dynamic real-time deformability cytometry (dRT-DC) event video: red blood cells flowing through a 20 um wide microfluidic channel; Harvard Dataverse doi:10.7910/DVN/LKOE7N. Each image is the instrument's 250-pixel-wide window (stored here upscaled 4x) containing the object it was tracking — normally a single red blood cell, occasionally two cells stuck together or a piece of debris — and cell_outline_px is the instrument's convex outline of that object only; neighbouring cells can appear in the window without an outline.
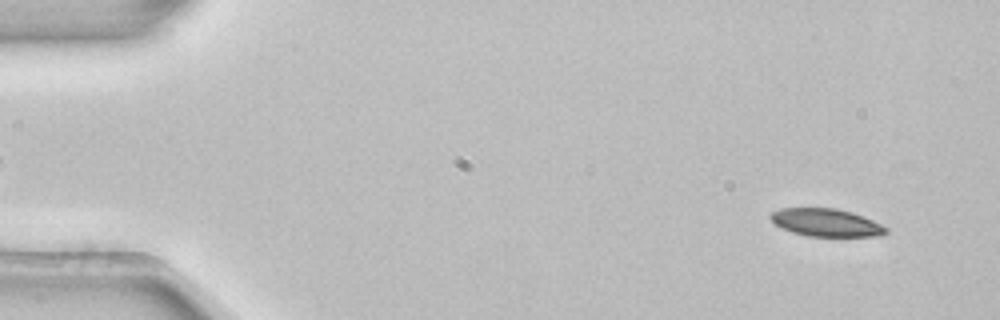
{"species": "common noctule bat (a hibernating species)", "species_latin": "Nyctalus noctula", "temperature_condition": "room temperature", "stored_images_in_passage": 53, "camera_frame_rate_fps": 3000, "um_per_image_px": 0.085, "animal": {"sex": "female", "body_mass_g": 22.7, "forearm_length_mm": 54.2}, "frame": {"image": 1, "passage_image": 4, "time_ms": 1.0, "image_size_px": [1000, 320], "cell_outline_px": [[888, 232], [880, 236], [808, 236], [792, 232], [776, 224], [768, 216], [772, 212], [780, 208], [836, 208], [852, 212], [872, 220], [888, 228]], "centroid_in_image_um": [70.23, 18.91], "position_along_channel_um": 14.8, "area_um2": 18.55}}
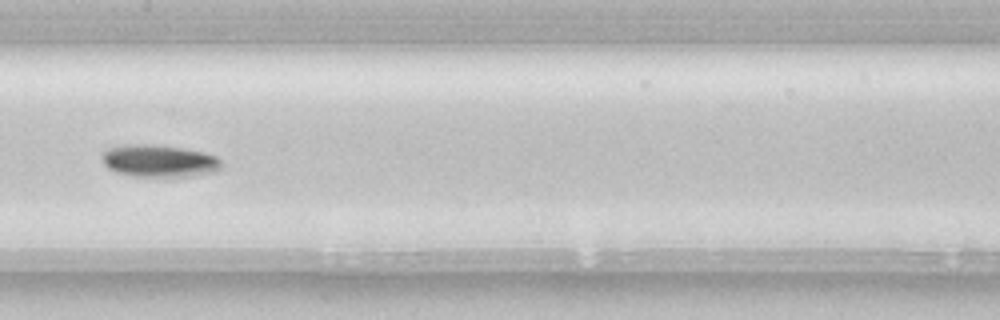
{"frame": {"image": 2, "passage_image": 27, "time_ms": 8.667, "image_size_px": [1000, 320], "cell_outline_px": [[224, 168], [216, 172], [192, 176], [132, 176], [116, 172], [108, 168], [104, 164], [100, 156], [108, 148], [128, 144], [152, 144], [180, 148], [204, 152], [216, 156], [220, 160]], "centroid_in_image_um": [13.54, 13.68], "position_along_channel_um": 193.9, "area_um2": 22.6}}
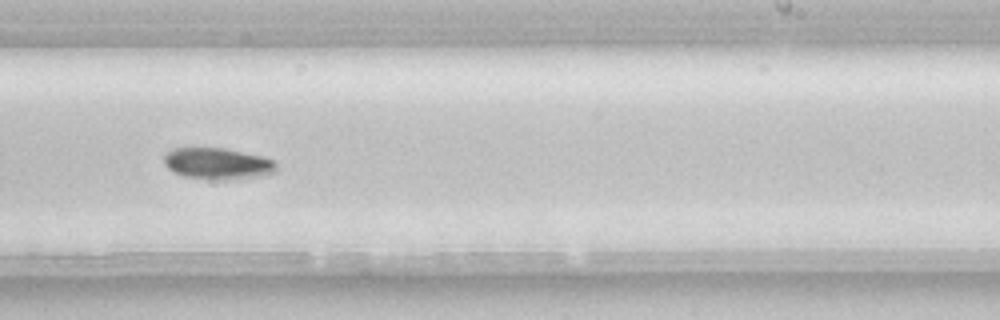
{"frame": {"image": 3, "passage_image": 33, "time_ms": 10.667, "image_size_px": [1000, 320], "cell_outline_px": [[276, 172], [260, 176], [228, 180], [220, 180], [184, 176], [172, 172], [164, 164], [164, 156], [172, 148], [224, 148], [264, 156], [276, 160]], "centroid_in_image_um": [18.52, 13.9], "position_along_channel_um": 270.5, "area_um2": 20.75}, "authors_computed_cell_mechanics": {"area_um2": 20.2878, "velocity_mm_per_s": 3.8689, "shape_relaxation_time_tau1_ms": 4.7068, "shape_relaxation_time_tau2_ms": null, "deformation_change_tau1": 0.1105, "deformation_change_tau2": null}}